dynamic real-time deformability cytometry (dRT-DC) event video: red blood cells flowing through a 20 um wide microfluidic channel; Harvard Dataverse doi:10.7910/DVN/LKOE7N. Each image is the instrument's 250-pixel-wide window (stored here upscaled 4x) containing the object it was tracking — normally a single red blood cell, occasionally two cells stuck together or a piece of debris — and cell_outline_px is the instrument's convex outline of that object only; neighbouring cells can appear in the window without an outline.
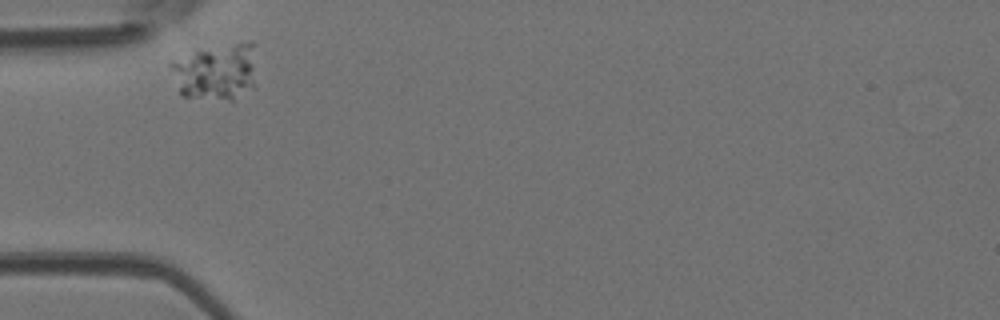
{"species": "Egyptian fruit bat (a non-hibernating species)", "species_latin": "Rousettus aegyptiacus", "temperature_condition": "room temperature", "stored_images_in_passage": 30, "camera_frame_rate_fps": 3000, "um_per_image_px": 0.085, "animal": {"sex": "female"}, "frame": {"image": 1, "passage_image": 1, "time_ms": 0.0, "image_size_px": [1000, 320], "cell_outline_px": [[256, 88], [232, 100], [228, 100], [180, 96], [168, 64], [172, 60], [196, 48], [252, 40]], "centroid_in_image_um": [18.33, 6.07], "position_along_channel_um": 66.7, "area_um2": 29.3}}
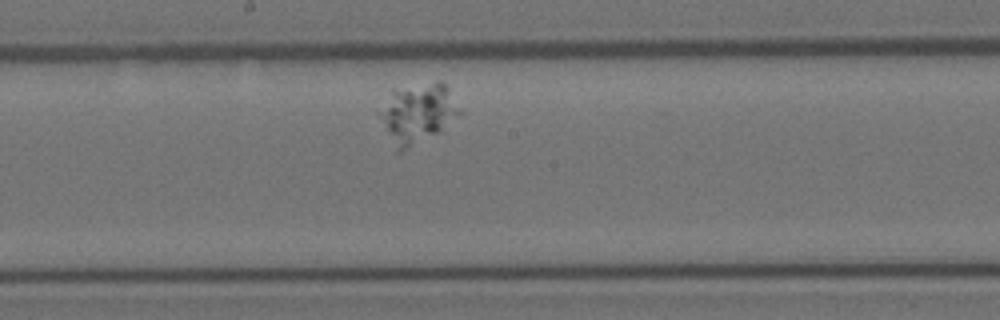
{"frame": {"image": 2, "passage_image": 13, "time_ms": 4.0, "image_size_px": [1000, 320], "cell_outline_px": [[464, 112], [444, 132], [400, 152], [396, 152], [376, 112], [392, 92], [436, 80], [440, 80], [448, 88]], "centroid_in_image_um": [35.56, 9.68], "position_along_channel_um": 212.6, "area_um2": 28.38}}
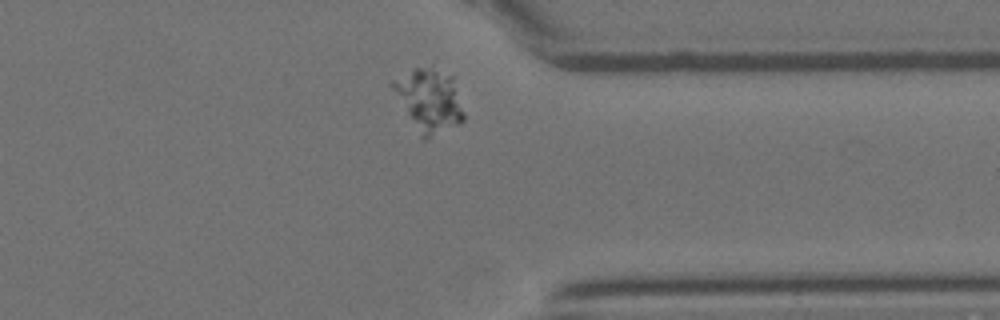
{"frame": {"image": 3, "passage_image": 26, "time_ms": 8.333, "image_size_px": [1000, 320], "cell_outline_px": [[464, 120], [460, 124], [424, 140], [420, 136], [388, 84], [392, 80], [432, 60], [456, 76], [464, 112]], "centroid_in_image_um": [36.53, 8.4], "position_along_channel_um": 374.9, "area_um2": 27.46}}